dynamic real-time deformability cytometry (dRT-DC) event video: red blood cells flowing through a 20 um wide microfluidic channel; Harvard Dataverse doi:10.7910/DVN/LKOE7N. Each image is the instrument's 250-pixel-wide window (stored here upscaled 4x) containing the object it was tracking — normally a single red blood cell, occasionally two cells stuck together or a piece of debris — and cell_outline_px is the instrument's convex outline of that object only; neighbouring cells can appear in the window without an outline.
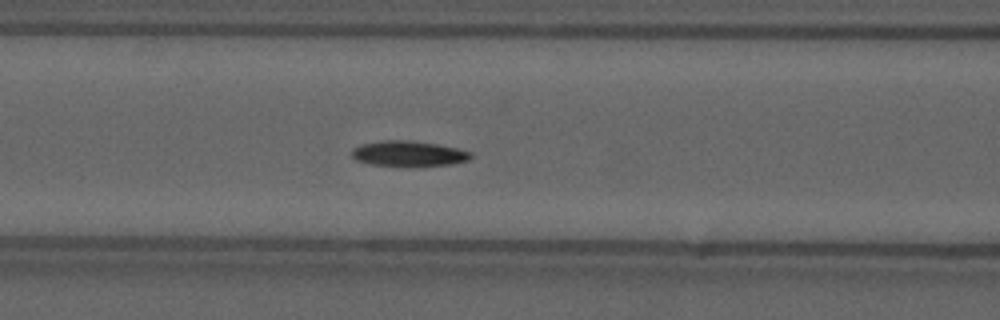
{"species": "common noctule bat (a hibernating species)", "species_latin": "Nyctalus noctula", "temperature_condition": "cold", "stored_images_in_passage": 39, "camera_frame_rate_fps": 3000, "um_per_image_px": 0.085, "animal": {"sex": "male", "forearm_length_mm": 52.5}, "frame": {"image": 1, "passage_image": 6, "time_ms": 1.667, "image_size_px": [1000, 320], "cell_outline_px": [[472, 156], [468, 160], [452, 164], [372, 164], [356, 160], [352, 156], [352, 148], [360, 144], [380, 140], [412, 140], [436, 144], [456, 148], [472, 152]], "centroid_in_image_um": [34.7, 13.01], "position_along_channel_um": 131.9, "area_um2": 16.99}, "authors_computed_cell_mechanics": {"area_um2": 16.6464, "velocity_mm_per_s": 3.6788, "shape_relaxation_time_tau1_ms": 6.2229, "shape_relaxation_time_tau2_ms": null, "deformation_change_tau1": 0.143, "deformation_change_tau2": null}}